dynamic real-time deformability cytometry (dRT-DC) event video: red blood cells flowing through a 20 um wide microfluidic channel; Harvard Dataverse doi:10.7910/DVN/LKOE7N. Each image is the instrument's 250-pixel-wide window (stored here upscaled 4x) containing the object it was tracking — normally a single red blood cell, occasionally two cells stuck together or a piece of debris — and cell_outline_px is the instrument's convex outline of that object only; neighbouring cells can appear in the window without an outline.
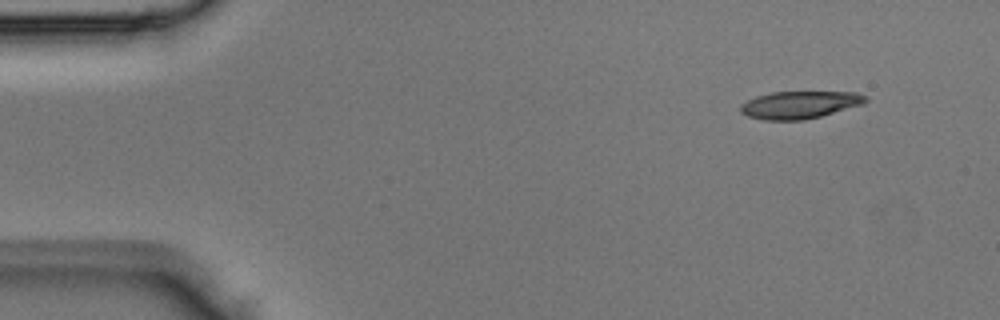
{"species": "Egyptian fruit bat (a non-hibernating species)", "species_latin": "Rousettus aegyptiacus", "temperature_condition": "room temperature", "stored_images_in_passage": 2, "segment_of_instrument_passage": [2, 2], "camera_frame_rate_fps": 3000, "um_per_image_px": 0.085, "animal": {"sex": "male"}, "frame": {"image": 1, "passage_image": 2, "time_ms": 0.333, "image_size_px": [1000, 320], "cell_outline_px": [[868, 100], [864, 104], [820, 116], [804, 120], [764, 120], [748, 116], [740, 112], [740, 104], [756, 96], [772, 92], [856, 92], [868, 96]], "centroid_in_image_um": [67.98, 8.9], "position_along_channel_um": 17.0, "area_um2": 20.06}}